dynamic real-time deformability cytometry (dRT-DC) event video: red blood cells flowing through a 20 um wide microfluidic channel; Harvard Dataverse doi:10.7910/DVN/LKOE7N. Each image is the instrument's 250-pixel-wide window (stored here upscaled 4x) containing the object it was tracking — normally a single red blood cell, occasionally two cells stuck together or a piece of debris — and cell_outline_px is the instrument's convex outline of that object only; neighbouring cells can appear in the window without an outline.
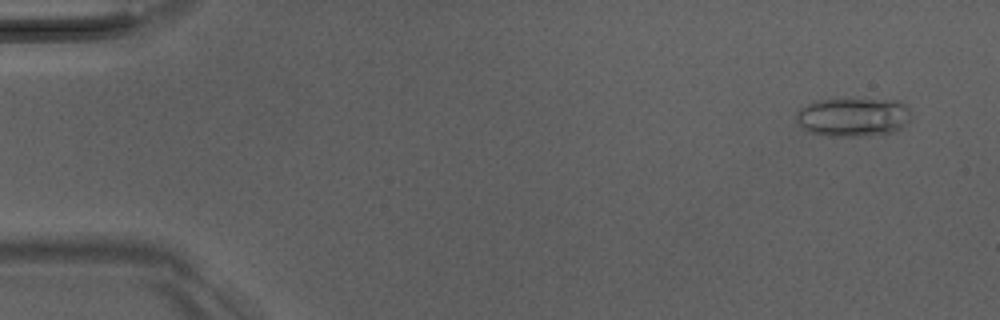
{"species": "Egyptian fruit bat (a non-hibernating species)", "species_latin": "Rousettus aegyptiacus", "temperature_condition": "room temperature", "stored_images_in_passage": 51, "camera_frame_rate_fps": 3000, "um_per_image_px": 0.085, "animal": {"sex": "male"}, "frame": {"image": 1, "passage_image": 3, "time_ms": 0.667, "image_size_px": [1000, 320], "cell_outline_px": [[912, 120], [896, 132], [860, 136], [828, 136], [808, 132], [796, 124], [796, 112], [800, 108], [816, 100], [844, 96], [900, 100], [912, 112]], "centroid_in_image_um": [72.54, 9.9], "position_along_channel_um": 12.5, "area_um2": 27.46}}
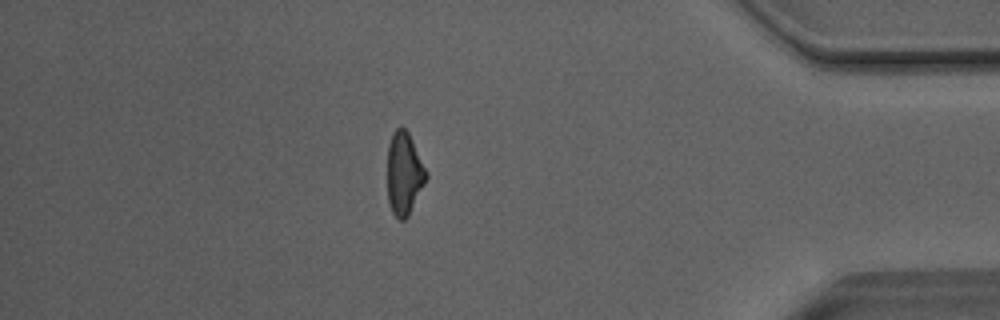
{"frame": {"image": 2, "passage_image": 44, "time_ms": 14.333, "image_size_px": [1000, 320], "cell_outline_px": [[428, 176], [408, 216], [404, 220], [400, 220], [392, 212], [388, 200], [388, 144], [392, 132], [400, 124], [408, 132], [428, 172]], "centroid_in_image_um": [34.35, 14.71], "position_along_channel_um": 400.9, "area_um2": 18.67}}
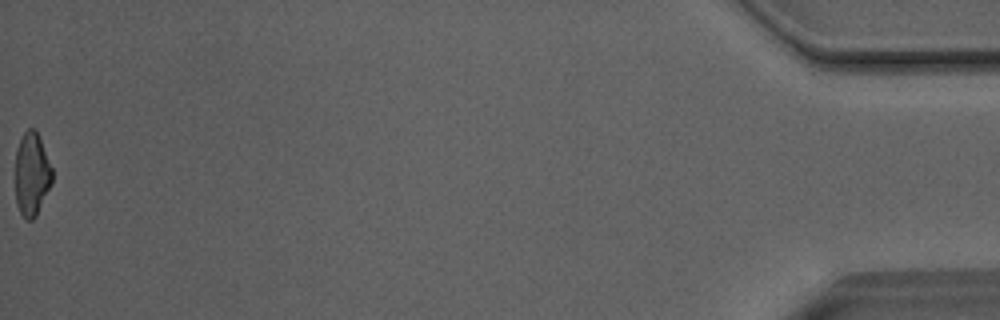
{"frame": {"image": 3, "passage_image": 51, "time_ms": 16.667, "image_size_px": [1000, 320], "cell_outline_px": [[52, 184], [36, 216], [32, 220], [28, 220], [20, 212], [16, 204], [16, 148], [24, 132], [28, 128], [36, 128], [40, 136], [52, 168]], "centroid_in_image_um": [2.71, 14.78], "position_along_channel_um": 432.5, "area_um2": 18.03}, "authors_computed_cell_mechanics": {"area_um2": 20.0566, "velocity_mm_per_s": 4.0807, "shape_relaxation_time_tau1_ms": 5.7897, "shape_relaxation_time_tau2_ms": 2.2486, "deformation_change_tau1": 0.195, "deformation_change_tau2": 0.1253}}